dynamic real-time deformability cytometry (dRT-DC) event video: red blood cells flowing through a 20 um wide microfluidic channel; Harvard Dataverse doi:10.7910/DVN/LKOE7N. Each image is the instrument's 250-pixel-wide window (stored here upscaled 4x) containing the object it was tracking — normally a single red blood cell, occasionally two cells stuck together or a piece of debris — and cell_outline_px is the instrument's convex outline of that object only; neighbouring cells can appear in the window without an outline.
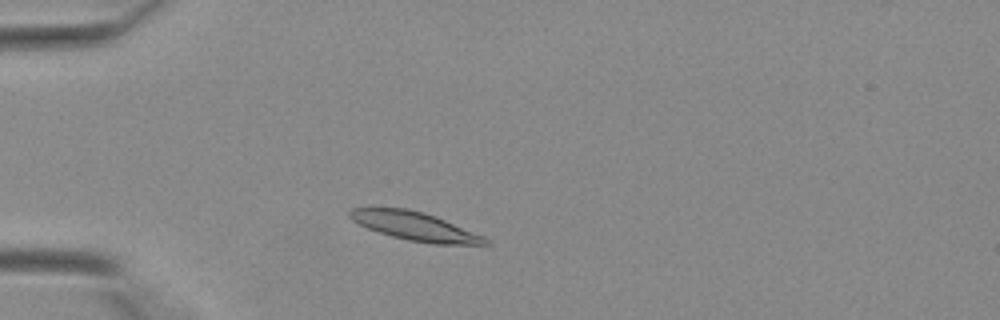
{"species": "Egyptian fruit bat (a non-hibernating species)", "species_latin": "Rousettus aegyptiacus", "temperature_condition": "warm", "stored_images_in_passage": 33, "camera_frame_rate_fps": 3000, "um_per_image_px": 0.085, "animal": {"sex": "female"}, "frame": {"image": 1, "passage_image": 3, "time_ms": 0.667, "image_size_px": [1000, 320], "cell_outline_px": [[492, 244], [432, 244], [408, 240], [392, 236], [368, 228], [352, 220], [348, 216], [348, 212], [352, 208], [408, 208], [424, 212], [436, 216], [484, 236]], "centroid_in_image_um": [35.28, 19.23], "position_along_channel_um": 49.7, "area_um2": 22.37}}
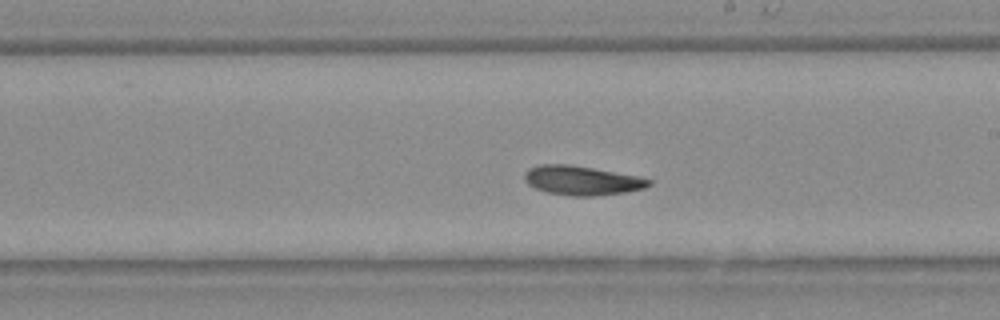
{"frame": {"image": 2, "passage_image": 16, "time_ms": 5.0, "image_size_px": [1000, 320], "cell_outline_px": [[652, 184], [644, 188], [624, 192], [596, 196], [572, 196], [548, 192], [536, 188], [528, 184], [524, 180], [524, 172], [528, 168], [540, 164], [568, 164], [640, 176], [652, 180]], "centroid_in_image_um": [49.45, 15.33], "position_along_channel_um": 239.5, "area_um2": 21.21}}
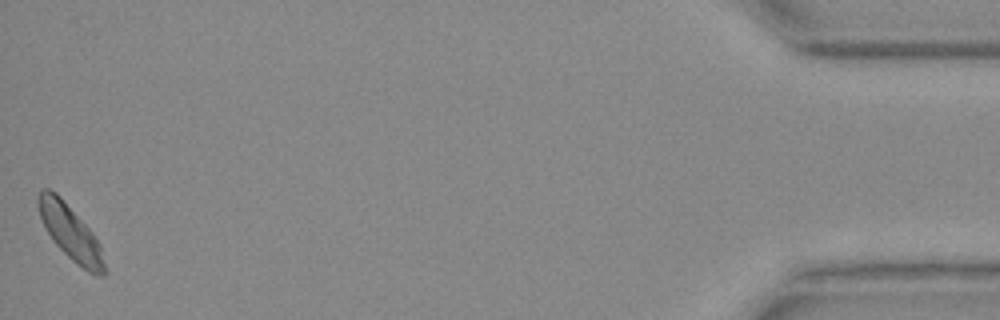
{"frame": {"image": 3, "passage_image": 33, "time_ms": 10.667, "image_size_px": [1000, 320], "cell_outline_px": [[104, 276], [96, 276], [88, 272], [76, 264], [52, 240], [40, 216], [36, 200], [36, 196], [40, 188], [48, 188], [56, 192], [60, 196], [92, 232], [100, 244], [104, 264]], "centroid_in_image_um": [5.95, 19.74], "position_along_channel_um": 429.2, "area_um2": 20.92}}